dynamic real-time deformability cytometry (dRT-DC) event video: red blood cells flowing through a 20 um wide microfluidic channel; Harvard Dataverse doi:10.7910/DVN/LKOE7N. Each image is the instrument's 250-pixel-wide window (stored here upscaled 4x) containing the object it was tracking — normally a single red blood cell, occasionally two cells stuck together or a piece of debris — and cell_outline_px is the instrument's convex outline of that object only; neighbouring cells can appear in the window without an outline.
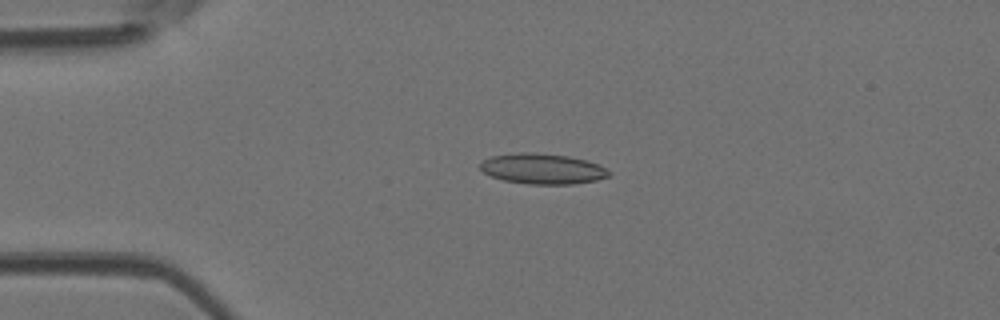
{"species": "Egyptian fruit bat (a non-hibernating species)", "species_latin": "Rousettus aegyptiacus", "temperature_condition": "room temperature", "stored_images_in_passage": 5, "camera_frame_rate_fps": 3000, "um_per_image_px": 0.085, "animal": {"sex": "female"}, "frame": {"image": 1, "passage_image": 4, "time_ms": 1.0, "image_size_px": [1000, 320], "cell_outline_px": [[612, 172], [608, 176], [596, 180], [572, 184], [528, 184], [504, 180], [492, 176], [484, 172], [480, 168], [480, 160], [492, 156], [520, 152], [532, 152], [568, 156], [584, 160], [596, 164]], "centroid_in_image_um": [46.07, 14.34], "position_along_channel_um": 38.9, "area_um2": 22.66}}